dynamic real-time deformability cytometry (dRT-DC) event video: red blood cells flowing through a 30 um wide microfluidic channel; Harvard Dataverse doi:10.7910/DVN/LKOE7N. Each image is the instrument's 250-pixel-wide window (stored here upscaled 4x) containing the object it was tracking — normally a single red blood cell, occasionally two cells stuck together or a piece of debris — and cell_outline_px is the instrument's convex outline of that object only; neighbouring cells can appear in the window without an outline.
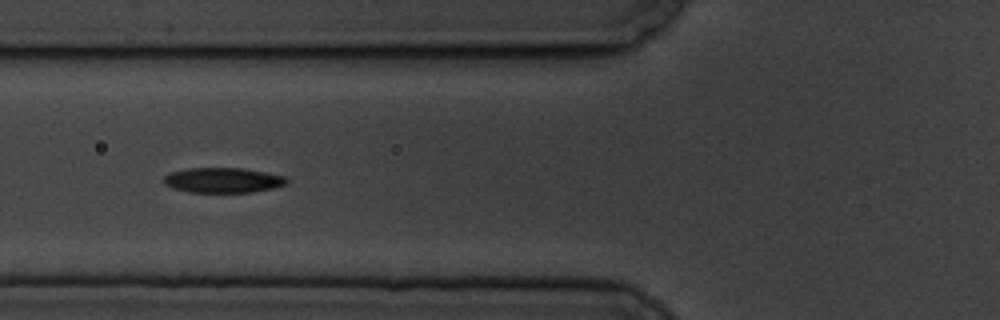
{"species": "common noctule bat (a hibernating species)", "species_latin": "Nyctalus noctula", "temperature_condition": "cold", "stored_images_in_passage": 3, "camera_frame_rate_fps": 3000, "um_per_image_px": 0.085, "animal": {"sex": "male", "body_mass_g": 19.5, "forearm_length_mm": 54.6}, "frame": {"image": 1, "passage_image": 2, "time_ms": 1.333, "image_size_px": [1000, 320], "cell_outline_px": [[288, 180], [284, 184], [272, 188], [252, 192], [188, 192], [172, 188], [164, 184], [164, 176], [168, 172], [188, 168], [240, 168], [264, 172], [284, 176]], "centroid_in_image_um": [18.88, 15.31], "position_along_channel_um": 106.9, "area_um2": 17.86}}
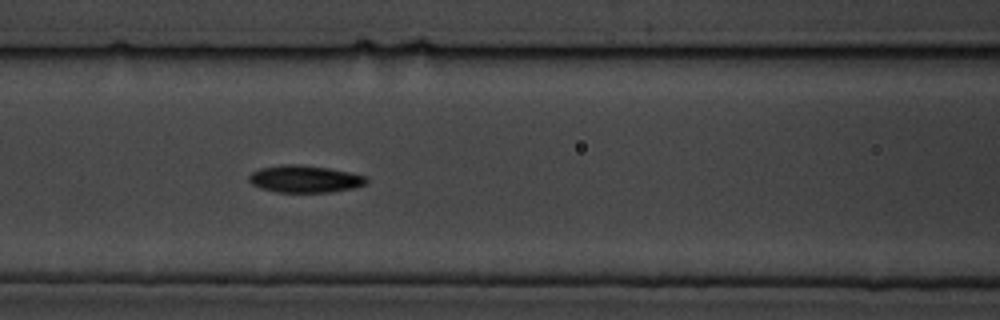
{"frame": {"image": 2, "passage_image": 3, "time_ms": 2.333, "image_size_px": [1000, 320], "cell_outline_px": [[368, 184], [352, 188], [328, 192], [276, 192], [260, 188], [252, 184], [248, 180], [248, 176], [252, 172], [260, 168], [284, 164], [300, 164], [328, 168], [368, 176]], "centroid_in_image_um": [25.91, 15.21], "position_along_channel_um": 140.7, "area_um2": 18.67}}